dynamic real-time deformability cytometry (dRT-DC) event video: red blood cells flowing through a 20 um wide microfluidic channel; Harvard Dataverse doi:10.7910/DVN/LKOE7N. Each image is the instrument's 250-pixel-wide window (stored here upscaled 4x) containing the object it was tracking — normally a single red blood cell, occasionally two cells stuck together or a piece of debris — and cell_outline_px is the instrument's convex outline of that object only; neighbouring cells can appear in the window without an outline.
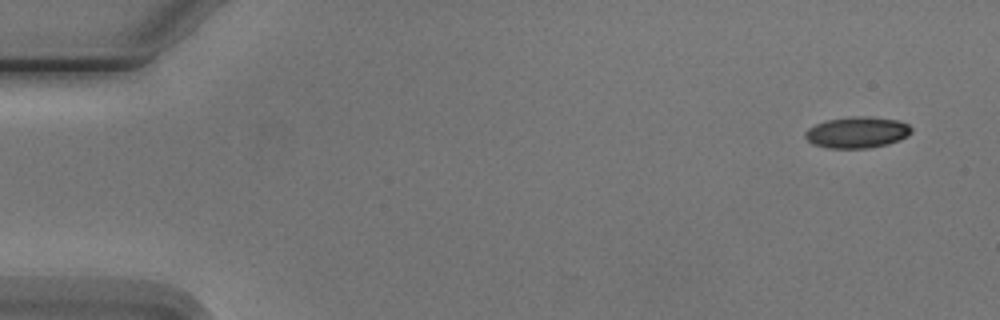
{"species": "Egyptian fruit bat (a non-hibernating species)", "species_latin": "Rousettus aegyptiacus", "temperature_condition": "cold", "stored_images_in_passage": 6, "camera_frame_rate_fps": 3000, "um_per_image_px": 0.085, "animal": {"sex": "male"}, "frame": {"image": 1, "passage_image": 1, "time_ms": 0.0, "image_size_px": [1000, 320], "cell_outline_px": [[912, 132], [908, 136], [900, 140], [888, 144], [868, 148], [828, 148], [812, 144], [804, 136], [804, 132], [808, 128], [816, 124], [828, 120], [852, 116], [864, 116], [896, 120], [908, 124], [912, 128]], "centroid_in_image_um": [72.85, 11.26], "position_along_channel_um": 12.1, "area_um2": 19.36}}
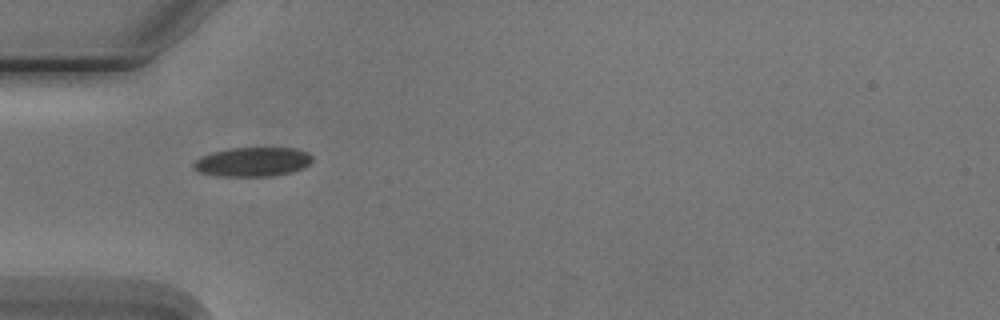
{"frame": {"image": 2, "passage_image": 5, "time_ms": 4.667, "image_size_px": [1000, 320], "cell_outline_px": [[312, 160], [308, 164], [300, 168], [288, 172], [272, 176], [216, 176], [200, 172], [192, 168], [192, 164], [200, 156], [212, 152], [228, 148], [296, 148], [308, 152], [312, 156]], "centroid_in_image_um": [21.42, 13.75], "position_along_channel_um": 63.6, "area_um2": 20.17}}
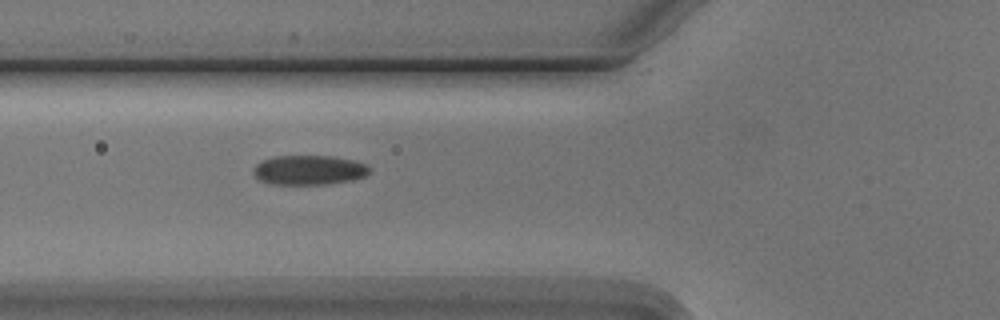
{"frame": {"image": 3, "passage_image": 6, "time_ms": 5.667, "image_size_px": [1000, 320], "cell_outline_px": [[372, 168], [364, 176], [352, 180], [328, 184], [272, 184], [260, 180], [252, 172], [256, 164], [264, 160], [276, 156], [332, 156], [356, 160], [368, 164]], "centroid_in_image_um": [26.31, 14.45], "position_along_channel_um": 99.5, "area_um2": 20.06}}